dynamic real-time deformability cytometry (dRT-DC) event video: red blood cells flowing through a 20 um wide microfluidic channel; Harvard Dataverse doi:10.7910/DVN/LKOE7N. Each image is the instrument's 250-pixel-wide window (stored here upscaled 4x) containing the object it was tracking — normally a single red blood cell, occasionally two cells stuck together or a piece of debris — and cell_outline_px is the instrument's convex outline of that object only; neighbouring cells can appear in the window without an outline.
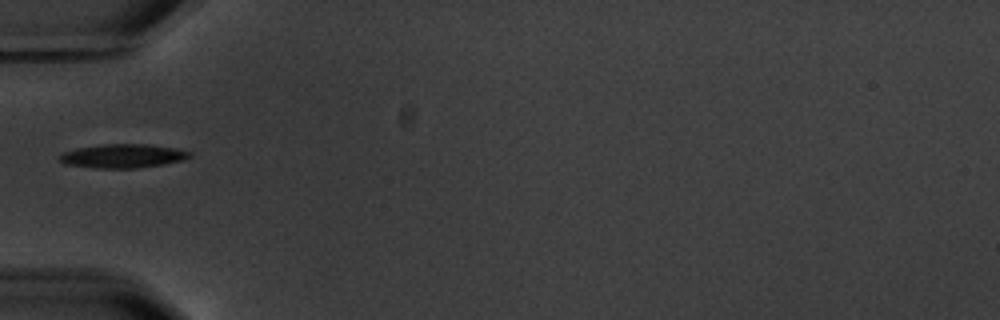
{"species": "common noctule bat (a hibernating species)", "species_latin": "Nyctalus noctula", "temperature_condition": "warm", "stored_images_in_passage": 1, "camera_frame_rate_fps": 3000, "um_per_image_px": 0.085, "animal": {"sex": "male", "body_mass_g": 20.1, "forearm_length_mm": 53.5}, "frame": {"image": 1, "passage_image": 1, "time_ms": 0.0, "image_size_px": [1000, 320], "cell_outline_px": [[192, 156], [184, 160], [164, 164], [136, 168], [96, 168], [64, 164], [56, 156], [60, 152], [76, 148], [100, 144], [148, 144], [176, 148], [192, 152]], "centroid_in_image_um": [10.41, 13.25], "position_along_channel_um": 74.6, "area_um2": 18.38}}